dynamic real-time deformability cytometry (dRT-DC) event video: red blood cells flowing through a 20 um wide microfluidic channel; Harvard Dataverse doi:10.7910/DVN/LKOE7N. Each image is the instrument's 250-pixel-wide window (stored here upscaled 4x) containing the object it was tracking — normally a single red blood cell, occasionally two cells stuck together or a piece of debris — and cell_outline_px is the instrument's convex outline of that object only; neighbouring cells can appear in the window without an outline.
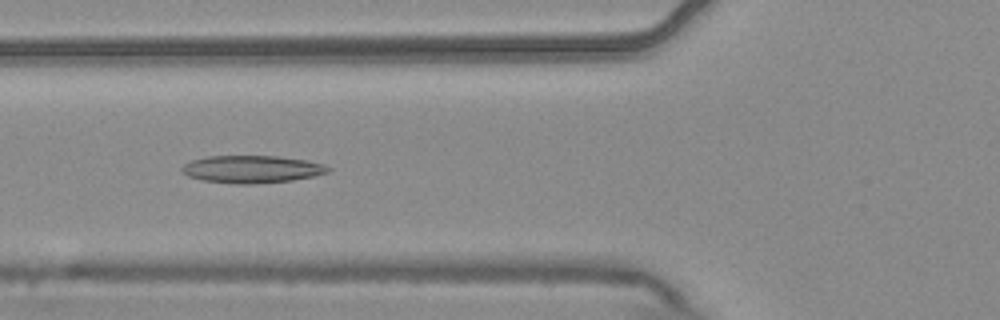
{"species": "common noctule bat (a hibernating species)", "species_latin": "Nyctalus noctula", "temperature_condition": "warm", "stored_images_in_passage": 6, "camera_frame_rate_fps": 3000, "um_per_image_px": 0.085, "animal": {"sex": "male", "body_mass_g": 20.4}, "frame": {"image": 1, "passage_image": 5, "time_ms": 1.333, "image_size_px": [1000, 320], "cell_outline_px": [[332, 168], [328, 172], [312, 176], [292, 180], [252, 184], [236, 184], [204, 180], [188, 176], [180, 168], [184, 164], [192, 160], [208, 156], [276, 156], [304, 160], [324, 164]], "centroid_in_image_um": [21.4, 14.38], "position_along_channel_um": 104.4, "area_um2": 23.18}}
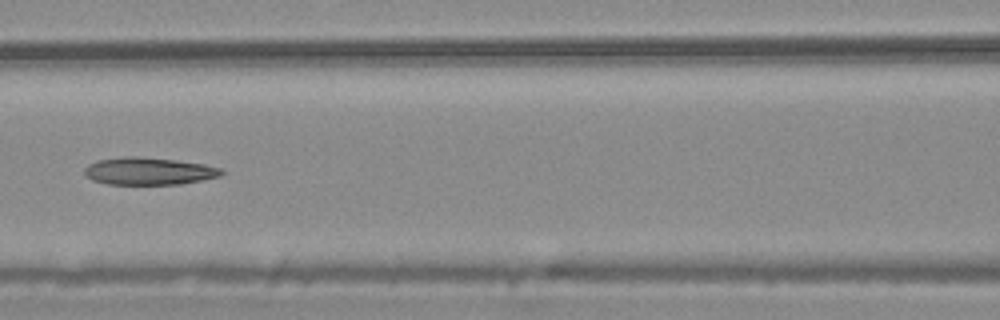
{"frame": {"image": 2, "passage_image": 6, "time_ms": 1.667, "image_size_px": [1000, 320], "cell_outline_px": [[224, 172], [220, 176], [180, 184], [108, 184], [92, 180], [84, 172], [84, 168], [88, 164], [96, 160], [124, 156], [140, 156], [176, 160], [204, 164], [220, 168]], "centroid_in_image_um": [12.62, 14.53], "position_along_channel_um": 154.0, "area_um2": 21.85}}